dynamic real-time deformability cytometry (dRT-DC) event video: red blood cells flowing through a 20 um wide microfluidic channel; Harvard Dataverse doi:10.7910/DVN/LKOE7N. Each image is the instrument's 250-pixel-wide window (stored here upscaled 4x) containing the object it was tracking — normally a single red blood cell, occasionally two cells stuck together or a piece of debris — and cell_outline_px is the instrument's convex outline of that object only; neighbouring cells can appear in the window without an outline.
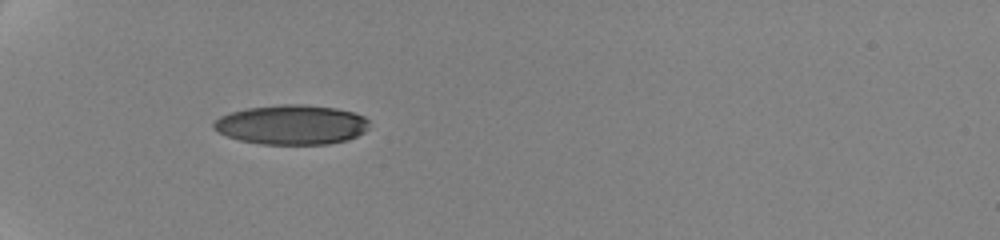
{"species": "human", "species_latin": "Homo sapiens", "temperature_condition": "cold", "stored_images_in_passage": 21, "camera_frame_rate_fps": 3000, "um_per_image_px": 0.085, "donor": {"sex": "female"}, "frame": {"image": 1, "passage_image": 1, "time_ms": 0.0, "image_size_px": [1000, 240], "cell_outline_px": [[368, 128], [364, 132], [348, 140], [328, 144], [264, 144], [240, 140], [228, 136], [212, 128], [212, 124], [220, 116], [228, 112], [244, 108], [280, 104], [304, 104], [336, 108], [352, 112], [364, 116], [368, 120]], "centroid_in_image_um": [24.77, 10.59], "position_along_channel_um": 60.2, "area_um2": 36.07}}
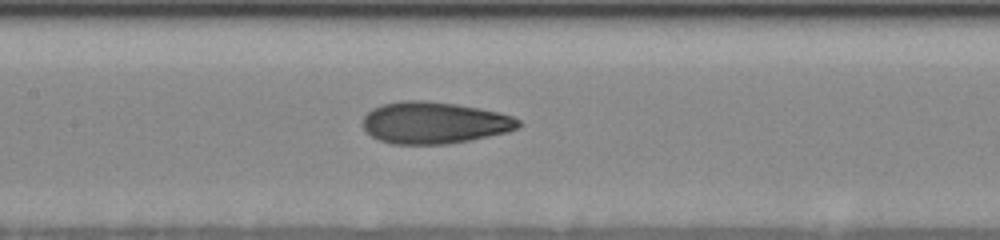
{"frame": {"image": 2, "passage_image": 8, "time_ms": 3.667, "image_size_px": [1000, 240], "cell_outline_px": [[520, 128], [508, 132], [448, 144], [392, 144], [380, 140], [372, 136], [364, 128], [364, 116], [372, 108], [380, 104], [400, 100], [424, 100], [456, 104], [500, 112], [512, 116], [520, 120]], "centroid_in_image_um": [36.92, 10.42], "position_along_channel_um": 170.5, "area_um2": 37.97}}
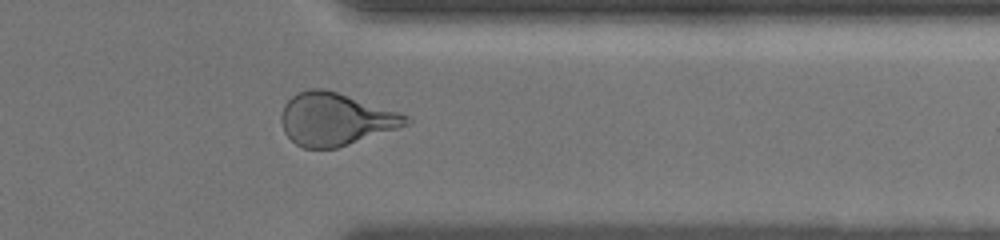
{"frame": {"image": 3, "passage_image": 18, "time_ms": 9.667, "image_size_px": [1000, 240], "cell_outline_px": [[412, 124], [336, 148], [304, 148], [296, 144], [284, 132], [280, 120], [280, 116], [284, 104], [292, 96], [300, 92], [312, 88], [324, 88], [408, 116], [412, 120]], "centroid_in_image_um": [28.49, 10.14], "position_along_channel_um": 382.9, "area_um2": 37.8}, "authors_computed_cell_mechanics": {"area_um2": 37.57, "velocity_mm_per_s": 3.5436, "shape_relaxation_time_tau1_ms": 5.9927, "shape_relaxation_time_tau2_ms": 1.1803, "deformation_change_tau1": 0.1773, "deformation_change_tau2": 0.0775}}